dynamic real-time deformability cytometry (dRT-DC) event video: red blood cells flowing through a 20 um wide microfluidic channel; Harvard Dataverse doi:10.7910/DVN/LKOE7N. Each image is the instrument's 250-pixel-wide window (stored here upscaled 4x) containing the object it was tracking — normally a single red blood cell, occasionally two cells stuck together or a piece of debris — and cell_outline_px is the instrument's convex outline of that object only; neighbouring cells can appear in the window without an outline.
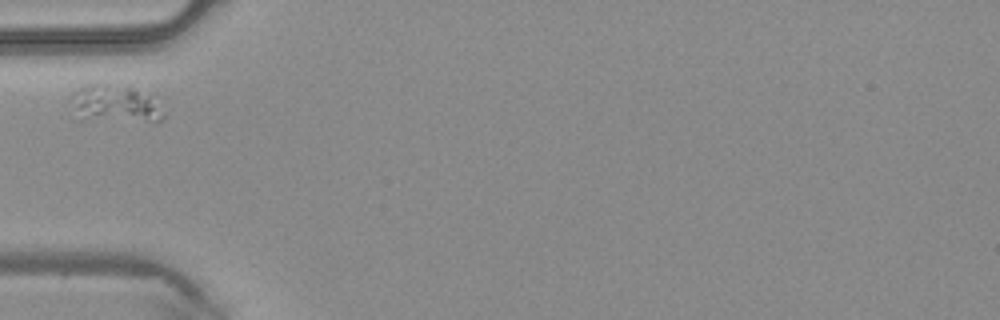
{"species": "common noctule bat (a hibernating species)", "species_latin": "Nyctalus noctula", "temperature_condition": "warm", "stored_images_in_passage": 26, "camera_frame_rate_fps": 3000, "um_per_image_px": 0.085, "animal": {"sex": "male", "body_mass_g": 20.4}, "frame": {"image": 1, "passage_image": 1, "time_ms": 0.0, "image_size_px": [1000, 320], "cell_outline_px": [[168, 112], [164, 120], [156, 124], [152, 124], [72, 120], [68, 96], [72, 92], [88, 84], [132, 84]], "centroid_in_image_um": [9.74, 8.91], "position_along_channel_um": 75.3, "area_um2": 22.54}}
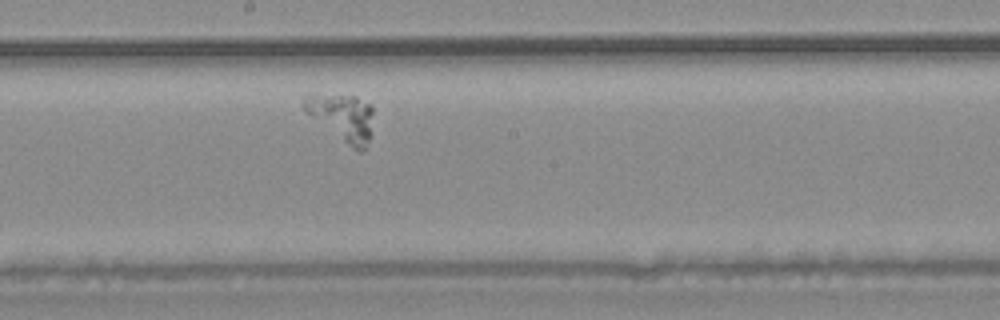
{"frame": {"image": 2, "passage_image": 11, "time_ms": 3.333, "image_size_px": [1000, 320], "cell_outline_px": [[372, 136], [364, 148], [360, 152], [352, 148], [304, 112], [300, 104], [300, 100], [304, 96], [316, 92], [356, 96], [372, 104]], "centroid_in_image_um": [29.04, 9.92], "position_along_channel_um": 219.2, "area_um2": 19.71}}
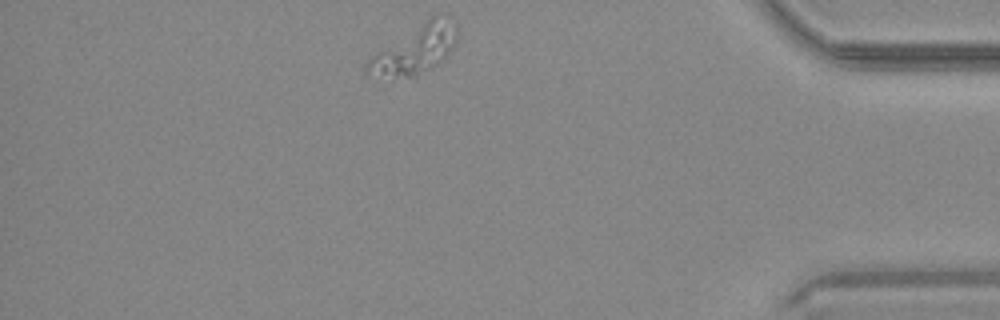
{"frame": {"image": 3, "passage_image": 26, "time_ms": 8.333, "image_size_px": [1000, 320], "cell_outline_px": [[456, 40], [448, 52], [436, 64], [416, 76], [392, 80], [368, 76], [364, 72], [364, 64], [368, 56], [428, 16], [436, 12], [444, 12], [456, 24]], "centroid_in_image_um": [35.16, 4.19], "position_along_channel_um": 400.0, "area_um2": 26.59}}